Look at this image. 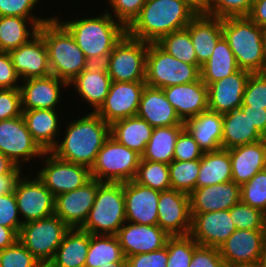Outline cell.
<instances>
[{
  "label": "cell",
  "mask_w": 266,
  "mask_h": 267,
  "mask_svg": "<svg viewBox=\"0 0 266 267\" xmlns=\"http://www.w3.org/2000/svg\"><path fill=\"white\" fill-rule=\"evenodd\" d=\"M85 114L66 124L65 135H61L63 140L59 138L51 152L62 160L91 169L99 150L110 137V125L96 112Z\"/></svg>",
  "instance_id": "6da1fadb"
},
{
  "label": "cell",
  "mask_w": 266,
  "mask_h": 267,
  "mask_svg": "<svg viewBox=\"0 0 266 267\" xmlns=\"http://www.w3.org/2000/svg\"><path fill=\"white\" fill-rule=\"evenodd\" d=\"M199 13L184 0H147L127 34L148 43L184 29Z\"/></svg>",
  "instance_id": "7a4b0ae2"
},
{
  "label": "cell",
  "mask_w": 266,
  "mask_h": 267,
  "mask_svg": "<svg viewBox=\"0 0 266 267\" xmlns=\"http://www.w3.org/2000/svg\"><path fill=\"white\" fill-rule=\"evenodd\" d=\"M105 12L97 17L76 18L60 21L74 37L77 45L90 64H104L115 45L127 33V29Z\"/></svg>",
  "instance_id": "3957f363"
},
{
  "label": "cell",
  "mask_w": 266,
  "mask_h": 267,
  "mask_svg": "<svg viewBox=\"0 0 266 267\" xmlns=\"http://www.w3.org/2000/svg\"><path fill=\"white\" fill-rule=\"evenodd\" d=\"M48 50L51 75L68 84L90 63L70 32L55 18L39 27Z\"/></svg>",
  "instance_id": "277c9868"
},
{
  "label": "cell",
  "mask_w": 266,
  "mask_h": 267,
  "mask_svg": "<svg viewBox=\"0 0 266 267\" xmlns=\"http://www.w3.org/2000/svg\"><path fill=\"white\" fill-rule=\"evenodd\" d=\"M266 30L248 16L222 19V34L240 69L264 73L263 39Z\"/></svg>",
  "instance_id": "5b68a950"
},
{
  "label": "cell",
  "mask_w": 266,
  "mask_h": 267,
  "mask_svg": "<svg viewBox=\"0 0 266 267\" xmlns=\"http://www.w3.org/2000/svg\"><path fill=\"white\" fill-rule=\"evenodd\" d=\"M125 222L124 183L102 182L80 229L94 235H116Z\"/></svg>",
  "instance_id": "8992f818"
},
{
  "label": "cell",
  "mask_w": 266,
  "mask_h": 267,
  "mask_svg": "<svg viewBox=\"0 0 266 267\" xmlns=\"http://www.w3.org/2000/svg\"><path fill=\"white\" fill-rule=\"evenodd\" d=\"M141 156L109 137L91 167V176L99 182L124 183L134 180Z\"/></svg>",
  "instance_id": "52a82bcc"
},
{
  "label": "cell",
  "mask_w": 266,
  "mask_h": 267,
  "mask_svg": "<svg viewBox=\"0 0 266 267\" xmlns=\"http://www.w3.org/2000/svg\"><path fill=\"white\" fill-rule=\"evenodd\" d=\"M200 70L169 55L157 43H148L145 83L150 87L166 88L195 82Z\"/></svg>",
  "instance_id": "ba28073f"
},
{
  "label": "cell",
  "mask_w": 266,
  "mask_h": 267,
  "mask_svg": "<svg viewBox=\"0 0 266 267\" xmlns=\"http://www.w3.org/2000/svg\"><path fill=\"white\" fill-rule=\"evenodd\" d=\"M148 42L127 33L115 45L104 65L112 81L145 82Z\"/></svg>",
  "instance_id": "9c48e42d"
},
{
  "label": "cell",
  "mask_w": 266,
  "mask_h": 267,
  "mask_svg": "<svg viewBox=\"0 0 266 267\" xmlns=\"http://www.w3.org/2000/svg\"><path fill=\"white\" fill-rule=\"evenodd\" d=\"M70 228L55 214L24 223L18 240L42 262H50Z\"/></svg>",
  "instance_id": "30bf717a"
},
{
  "label": "cell",
  "mask_w": 266,
  "mask_h": 267,
  "mask_svg": "<svg viewBox=\"0 0 266 267\" xmlns=\"http://www.w3.org/2000/svg\"><path fill=\"white\" fill-rule=\"evenodd\" d=\"M43 159L42 169L35 175L55 197L80 188L92 179L89 167L62 160L51 151H45Z\"/></svg>",
  "instance_id": "8fae6325"
},
{
  "label": "cell",
  "mask_w": 266,
  "mask_h": 267,
  "mask_svg": "<svg viewBox=\"0 0 266 267\" xmlns=\"http://www.w3.org/2000/svg\"><path fill=\"white\" fill-rule=\"evenodd\" d=\"M26 175H20L13 190L23 224L49 217L55 211V196L37 176L32 179Z\"/></svg>",
  "instance_id": "7c38bea8"
},
{
  "label": "cell",
  "mask_w": 266,
  "mask_h": 267,
  "mask_svg": "<svg viewBox=\"0 0 266 267\" xmlns=\"http://www.w3.org/2000/svg\"><path fill=\"white\" fill-rule=\"evenodd\" d=\"M0 152L22 168L21 163H30L33 157L42 158L45 151L33 139L21 115L0 121Z\"/></svg>",
  "instance_id": "4fadbf2b"
},
{
  "label": "cell",
  "mask_w": 266,
  "mask_h": 267,
  "mask_svg": "<svg viewBox=\"0 0 266 267\" xmlns=\"http://www.w3.org/2000/svg\"><path fill=\"white\" fill-rule=\"evenodd\" d=\"M265 244L263 230L236 229L218 249L225 267H258Z\"/></svg>",
  "instance_id": "5bb4252c"
},
{
  "label": "cell",
  "mask_w": 266,
  "mask_h": 267,
  "mask_svg": "<svg viewBox=\"0 0 266 267\" xmlns=\"http://www.w3.org/2000/svg\"><path fill=\"white\" fill-rule=\"evenodd\" d=\"M157 206V225L169 236L190 234L192 215L189 194L174 189L162 191Z\"/></svg>",
  "instance_id": "9a60e30c"
},
{
  "label": "cell",
  "mask_w": 266,
  "mask_h": 267,
  "mask_svg": "<svg viewBox=\"0 0 266 267\" xmlns=\"http://www.w3.org/2000/svg\"><path fill=\"white\" fill-rule=\"evenodd\" d=\"M145 82L112 81L104 102L96 113L109 125L137 114Z\"/></svg>",
  "instance_id": "2e32d148"
},
{
  "label": "cell",
  "mask_w": 266,
  "mask_h": 267,
  "mask_svg": "<svg viewBox=\"0 0 266 267\" xmlns=\"http://www.w3.org/2000/svg\"><path fill=\"white\" fill-rule=\"evenodd\" d=\"M101 183L92 178L80 188L57 195L54 214L69 228H80L88 217Z\"/></svg>",
  "instance_id": "e0dca14e"
},
{
  "label": "cell",
  "mask_w": 266,
  "mask_h": 267,
  "mask_svg": "<svg viewBox=\"0 0 266 267\" xmlns=\"http://www.w3.org/2000/svg\"><path fill=\"white\" fill-rule=\"evenodd\" d=\"M124 257L150 253L166 246L170 237L159 225L125 222L115 235Z\"/></svg>",
  "instance_id": "ac0fdd59"
},
{
  "label": "cell",
  "mask_w": 266,
  "mask_h": 267,
  "mask_svg": "<svg viewBox=\"0 0 266 267\" xmlns=\"http://www.w3.org/2000/svg\"><path fill=\"white\" fill-rule=\"evenodd\" d=\"M23 82V83H22ZM19 91L22 110H57L61 100V89H69L68 83L54 75L29 78L21 81Z\"/></svg>",
  "instance_id": "d6986e66"
},
{
  "label": "cell",
  "mask_w": 266,
  "mask_h": 267,
  "mask_svg": "<svg viewBox=\"0 0 266 267\" xmlns=\"http://www.w3.org/2000/svg\"><path fill=\"white\" fill-rule=\"evenodd\" d=\"M190 236L200 245L219 248L236 230L229 210L191 214Z\"/></svg>",
  "instance_id": "ffe728a7"
},
{
  "label": "cell",
  "mask_w": 266,
  "mask_h": 267,
  "mask_svg": "<svg viewBox=\"0 0 266 267\" xmlns=\"http://www.w3.org/2000/svg\"><path fill=\"white\" fill-rule=\"evenodd\" d=\"M160 191L134 180L124 182L125 216L127 222L157 225Z\"/></svg>",
  "instance_id": "44dd1931"
},
{
  "label": "cell",
  "mask_w": 266,
  "mask_h": 267,
  "mask_svg": "<svg viewBox=\"0 0 266 267\" xmlns=\"http://www.w3.org/2000/svg\"><path fill=\"white\" fill-rule=\"evenodd\" d=\"M8 53L21 81L51 75L47 46L39 33L28 43Z\"/></svg>",
  "instance_id": "7402d4cb"
},
{
  "label": "cell",
  "mask_w": 266,
  "mask_h": 267,
  "mask_svg": "<svg viewBox=\"0 0 266 267\" xmlns=\"http://www.w3.org/2000/svg\"><path fill=\"white\" fill-rule=\"evenodd\" d=\"M251 72H237L208 85V109L220 114L240 108L247 80Z\"/></svg>",
  "instance_id": "603a6c76"
},
{
  "label": "cell",
  "mask_w": 266,
  "mask_h": 267,
  "mask_svg": "<svg viewBox=\"0 0 266 267\" xmlns=\"http://www.w3.org/2000/svg\"><path fill=\"white\" fill-rule=\"evenodd\" d=\"M162 89L183 122L208 110V86L201 78Z\"/></svg>",
  "instance_id": "cb8c5ba5"
},
{
  "label": "cell",
  "mask_w": 266,
  "mask_h": 267,
  "mask_svg": "<svg viewBox=\"0 0 266 267\" xmlns=\"http://www.w3.org/2000/svg\"><path fill=\"white\" fill-rule=\"evenodd\" d=\"M189 196L191 214L229 210L240 202V186L229 181L196 188Z\"/></svg>",
  "instance_id": "d4e9b609"
},
{
  "label": "cell",
  "mask_w": 266,
  "mask_h": 267,
  "mask_svg": "<svg viewBox=\"0 0 266 267\" xmlns=\"http://www.w3.org/2000/svg\"><path fill=\"white\" fill-rule=\"evenodd\" d=\"M111 83L112 80L104 64H90L69 82L68 87L74 88L80 95L79 98H83L82 101L93 107L92 112H96L109 93Z\"/></svg>",
  "instance_id": "484cf974"
},
{
  "label": "cell",
  "mask_w": 266,
  "mask_h": 267,
  "mask_svg": "<svg viewBox=\"0 0 266 267\" xmlns=\"http://www.w3.org/2000/svg\"><path fill=\"white\" fill-rule=\"evenodd\" d=\"M136 116L146 120L153 128L184 125L174 107L166 99L163 89L148 85L142 91Z\"/></svg>",
  "instance_id": "4316f807"
},
{
  "label": "cell",
  "mask_w": 266,
  "mask_h": 267,
  "mask_svg": "<svg viewBox=\"0 0 266 267\" xmlns=\"http://www.w3.org/2000/svg\"><path fill=\"white\" fill-rule=\"evenodd\" d=\"M232 167V181L241 186L257 172L266 168V138L252 144L228 149Z\"/></svg>",
  "instance_id": "83f0119b"
},
{
  "label": "cell",
  "mask_w": 266,
  "mask_h": 267,
  "mask_svg": "<svg viewBox=\"0 0 266 267\" xmlns=\"http://www.w3.org/2000/svg\"><path fill=\"white\" fill-rule=\"evenodd\" d=\"M189 31L197 61L204 65L213 53V50L222 34V19L199 13L186 27Z\"/></svg>",
  "instance_id": "f1b7e54d"
},
{
  "label": "cell",
  "mask_w": 266,
  "mask_h": 267,
  "mask_svg": "<svg viewBox=\"0 0 266 267\" xmlns=\"http://www.w3.org/2000/svg\"><path fill=\"white\" fill-rule=\"evenodd\" d=\"M22 116L33 139L44 151H51L58 143L59 133H62L58 110H22Z\"/></svg>",
  "instance_id": "f546056e"
},
{
  "label": "cell",
  "mask_w": 266,
  "mask_h": 267,
  "mask_svg": "<svg viewBox=\"0 0 266 267\" xmlns=\"http://www.w3.org/2000/svg\"><path fill=\"white\" fill-rule=\"evenodd\" d=\"M265 137L252 124L241 108L223 114L222 149H231L245 144H252Z\"/></svg>",
  "instance_id": "4dcf8cb0"
},
{
  "label": "cell",
  "mask_w": 266,
  "mask_h": 267,
  "mask_svg": "<svg viewBox=\"0 0 266 267\" xmlns=\"http://www.w3.org/2000/svg\"><path fill=\"white\" fill-rule=\"evenodd\" d=\"M223 114L206 110L184 122L185 128L204 152L222 149Z\"/></svg>",
  "instance_id": "1f68e13d"
},
{
  "label": "cell",
  "mask_w": 266,
  "mask_h": 267,
  "mask_svg": "<svg viewBox=\"0 0 266 267\" xmlns=\"http://www.w3.org/2000/svg\"><path fill=\"white\" fill-rule=\"evenodd\" d=\"M89 245V232L70 228L50 262L53 267H85Z\"/></svg>",
  "instance_id": "d6a6232c"
},
{
  "label": "cell",
  "mask_w": 266,
  "mask_h": 267,
  "mask_svg": "<svg viewBox=\"0 0 266 267\" xmlns=\"http://www.w3.org/2000/svg\"><path fill=\"white\" fill-rule=\"evenodd\" d=\"M152 131L153 127L137 116L121 119L110 125V136L140 156L145 152Z\"/></svg>",
  "instance_id": "836d02e7"
},
{
  "label": "cell",
  "mask_w": 266,
  "mask_h": 267,
  "mask_svg": "<svg viewBox=\"0 0 266 267\" xmlns=\"http://www.w3.org/2000/svg\"><path fill=\"white\" fill-rule=\"evenodd\" d=\"M232 181L230 154L227 149L204 152L196 188Z\"/></svg>",
  "instance_id": "e575fe53"
},
{
  "label": "cell",
  "mask_w": 266,
  "mask_h": 267,
  "mask_svg": "<svg viewBox=\"0 0 266 267\" xmlns=\"http://www.w3.org/2000/svg\"><path fill=\"white\" fill-rule=\"evenodd\" d=\"M239 69L235 55L227 40L222 36L208 61L201 66L200 78L208 86L210 83L228 77Z\"/></svg>",
  "instance_id": "d590c367"
},
{
  "label": "cell",
  "mask_w": 266,
  "mask_h": 267,
  "mask_svg": "<svg viewBox=\"0 0 266 267\" xmlns=\"http://www.w3.org/2000/svg\"><path fill=\"white\" fill-rule=\"evenodd\" d=\"M38 32L39 26L32 19L0 16V51L9 52L28 43Z\"/></svg>",
  "instance_id": "8d00e7d4"
},
{
  "label": "cell",
  "mask_w": 266,
  "mask_h": 267,
  "mask_svg": "<svg viewBox=\"0 0 266 267\" xmlns=\"http://www.w3.org/2000/svg\"><path fill=\"white\" fill-rule=\"evenodd\" d=\"M184 128V125L154 127L141 159L169 164L173 161L176 140Z\"/></svg>",
  "instance_id": "74e56055"
},
{
  "label": "cell",
  "mask_w": 266,
  "mask_h": 267,
  "mask_svg": "<svg viewBox=\"0 0 266 267\" xmlns=\"http://www.w3.org/2000/svg\"><path fill=\"white\" fill-rule=\"evenodd\" d=\"M123 258L121 245L115 235L90 234L85 267H111Z\"/></svg>",
  "instance_id": "f35d334b"
},
{
  "label": "cell",
  "mask_w": 266,
  "mask_h": 267,
  "mask_svg": "<svg viewBox=\"0 0 266 267\" xmlns=\"http://www.w3.org/2000/svg\"><path fill=\"white\" fill-rule=\"evenodd\" d=\"M157 44L174 58L201 69L187 28L163 36Z\"/></svg>",
  "instance_id": "ab89813d"
},
{
  "label": "cell",
  "mask_w": 266,
  "mask_h": 267,
  "mask_svg": "<svg viewBox=\"0 0 266 267\" xmlns=\"http://www.w3.org/2000/svg\"><path fill=\"white\" fill-rule=\"evenodd\" d=\"M134 181L157 191L170 190L168 164L140 159Z\"/></svg>",
  "instance_id": "60d3db41"
},
{
  "label": "cell",
  "mask_w": 266,
  "mask_h": 267,
  "mask_svg": "<svg viewBox=\"0 0 266 267\" xmlns=\"http://www.w3.org/2000/svg\"><path fill=\"white\" fill-rule=\"evenodd\" d=\"M171 188L187 194L196 189L200 171V159L191 161L173 160L168 164Z\"/></svg>",
  "instance_id": "b9f144b4"
},
{
  "label": "cell",
  "mask_w": 266,
  "mask_h": 267,
  "mask_svg": "<svg viewBox=\"0 0 266 267\" xmlns=\"http://www.w3.org/2000/svg\"><path fill=\"white\" fill-rule=\"evenodd\" d=\"M199 244L190 236H170L166 242L168 261L166 267H189L194 250Z\"/></svg>",
  "instance_id": "7bdbcfd3"
},
{
  "label": "cell",
  "mask_w": 266,
  "mask_h": 267,
  "mask_svg": "<svg viewBox=\"0 0 266 267\" xmlns=\"http://www.w3.org/2000/svg\"><path fill=\"white\" fill-rule=\"evenodd\" d=\"M240 201L263 213L266 211V168L240 186Z\"/></svg>",
  "instance_id": "ee69618b"
},
{
  "label": "cell",
  "mask_w": 266,
  "mask_h": 267,
  "mask_svg": "<svg viewBox=\"0 0 266 267\" xmlns=\"http://www.w3.org/2000/svg\"><path fill=\"white\" fill-rule=\"evenodd\" d=\"M230 217L236 229L263 230L264 213L241 201L230 208Z\"/></svg>",
  "instance_id": "f6af8a7d"
},
{
  "label": "cell",
  "mask_w": 266,
  "mask_h": 267,
  "mask_svg": "<svg viewBox=\"0 0 266 267\" xmlns=\"http://www.w3.org/2000/svg\"><path fill=\"white\" fill-rule=\"evenodd\" d=\"M254 0H211L210 6L205 14L218 17H240L248 16Z\"/></svg>",
  "instance_id": "bcb514c9"
},
{
  "label": "cell",
  "mask_w": 266,
  "mask_h": 267,
  "mask_svg": "<svg viewBox=\"0 0 266 267\" xmlns=\"http://www.w3.org/2000/svg\"><path fill=\"white\" fill-rule=\"evenodd\" d=\"M40 0H0V16H15L32 19L39 27L52 17H36L32 14Z\"/></svg>",
  "instance_id": "7dc6e473"
},
{
  "label": "cell",
  "mask_w": 266,
  "mask_h": 267,
  "mask_svg": "<svg viewBox=\"0 0 266 267\" xmlns=\"http://www.w3.org/2000/svg\"><path fill=\"white\" fill-rule=\"evenodd\" d=\"M38 263L19 240L0 251V267H35Z\"/></svg>",
  "instance_id": "c3c4849f"
},
{
  "label": "cell",
  "mask_w": 266,
  "mask_h": 267,
  "mask_svg": "<svg viewBox=\"0 0 266 267\" xmlns=\"http://www.w3.org/2000/svg\"><path fill=\"white\" fill-rule=\"evenodd\" d=\"M112 11L108 13L126 29L138 17L147 0H107ZM110 11V12H109ZM112 12V13H111Z\"/></svg>",
  "instance_id": "681fc988"
},
{
  "label": "cell",
  "mask_w": 266,
  "mask_h": 267,
  "mask_svg": "<svg viewBox=\"0 0 266 267\" xmlns=\"http://www.w3.org/2000/svg\"><path fill=\"white\" fill-rule=\"evenodd\" d=\"M241 106L266 109V73H251L244 90Z\"/></svg>",
  "instance_id": "f907efd6"
},
{
  "label": "cell",
  "mask_w": 266,
  "mask_h": 267,
  "mask_svg": "<svg viewBox=\"0 0 266 267\" xmlns=\"http://www.w3.org/2000/svg\"><path fill=\"white\" fill-rule=\"evenodd\" d=\"M204 151L199 147L189 131L184 128L175 143L173 160L191 161L202 158Z\"/></svg>",
  "instance_id": "816d5d0a"
},
{
  "label": "cell",
  "mask_w": 266,
  "mask_h": 267,
  "mask_svg": "<svg viewBox=\"0 0 266 267\" xmlns=\"http://www.w3.org/2000/svg\"><path fill=\"white\" fill-rule=\"evenodd\" d=\"M14 192L0 196V225L12 228L18 235L23 225Z\"/></svg>",
  "instance_id": "f5cc1de1"
},
{
  "label": "cell",
  "mask_w": 266,
  "mask_h": 267,
  "mask_svg": "<svg viewBox=\"0 0 266 267\" xmlns=\"http://www.w3.org/2000/svg\"><path fill=\"white\" fill-rule=\"evenodd\" d=\"M22 115L19 89H0V121Z\"/></svg>",
  "instance_id": "db71d44e"
},
{
  "label": "cell",
  "mask_w": 266,
  "mask_h": 267,
  "mask_svg": "<svg viewBox=\"0 0 266 267\" xmlns=\"http://www.w3.org/2000/svg\"><path fill=\"white\" fill-rule=\"evenodd\" d=\"M127 267H166L168 261L167 247L150 253H141L125 257Z\"/></svg>",
  "instance_id": "11a10c76"
},
{
  "label": "cell",
  "mask_w": 266,
  "mask_h": 267,
  "mask_svg": "<svg viewBox=\"0 0 266 267\" xmlns=\"http://www.w3.org/2000/svg\"><path fill=\"white\" fill-rule=\"evenodd\" d=\"M189 267H225V264L218 248L199 245Z\"/></svg>",
  "instance_id": "9f6ffc18"
},
{
  "label": "cell",
  "mask_w": 266,
  "mask_h": 267,
  "mask_svg": "<svg viewBox=\"0 0 266 267\" xmlns=\"http://www.w3.org/2000/svg\"><path fill=\"white\" fill-rule=\"evenodd\" d=\"M20 81L9 53L0 51V89H19Z\"/></svg>",
  "instance_id": "6f0895ef"
},
{
  "label": "cell",
  "mask_w": 266,
  "mask_h": 267,
  "mask_svg": "<svg viewBox=\"0 0 266 267\" xmlns=\"http://www.w3.org/2000/svg\"><path fill=\"white\" fill-rule=\"evenodd\" d=\"M249 120L266 138V109L263 107L240 106Z\"/></svg>",
  "instance_id": "680465c9"
},
{
  "label": "cell",
  "mask_w": 266,
  "mask_h": 267,
  "mask_svg": "<svg viewBox=\"0 0 266 267\" xmlns=\"http://www.w3.org/2000/svg\"><path fill=\"white\" fill-rule=\"evenodd\" d=\"M248 17L266 30V0H254Z\"/></svg>",
  "instance_id": "91938a15"
},
{
  "label": "cell",
  "mask_w": 266,
  "mask_h": 267,
  "mask_svg": "<svg viewBox=\"0 0 266 267\" xmlns=\"http://www.w3.org/2000/svg\"><path fill=\"white\" fill-rule=\"evenodd\" d=\"M18 240V234L12 229L0 225V251L13 245Z\"/></svg>",
  "instance_id": "94428289"
},
{
  "label": "cell",
  "mask_w": 266,
  "mask_h": 267,
  "mask_svg": "<svg viewBox=\"0 0 266 267\" xmlns=\"http://www.w3.org/2000/svg\"><path fill=\"white\" fill-rule=\"evenodd\" d=\"M23 168H19L7 156L0 152V175L22 174Z\"/></svg>",
  "instance_id": "6125c7cd"
},
{
  "label": "cell",
  "mask_w": 266,
  "mask_h": 267,
  "mask_svg": "<svg viewBox=\"0 0 266 267\" xmlns=\"http://www.w3.org/2000/svg\"><path fill=\"white\" fill-rule=\"evenodd\" d=\"M21 174L0 175V196L13 192L15 183Z\"/></svg>",
  "instance_id": "be15d7a7"
},
{
  "label": "cell",
  "mask_w": 266,
  "mask_h": 267,
  "mask_svg": "<svg viewBox=\"0 0 266 267\" xmlns=\"http://www.w3.org/2000/svg\"><path fill=\"white\" fill-rule=\"evenodd\" d=\"M198 13H206L210 6L211 0H184Z\"/></svg>",
  "instance_id": "e7e4bbea"
},
{
  "label": "cell",
  "mask_w": 266,
  "mask_h": 267,
  "mask_svg": "<svg viewBox=\"0 0 266 267\" xmlns=\"http://www.w3.org/2000/svg\"><path fill=\"white\" fill-rule=\"evenodd\" d=\"M263 53H264V73H266V32L263 39Z\"/></svg>",
  "instance_id": "03108f58"
},
{
  "label": "cell",
  "mask_w": 266,
  "mask_h": 267,
  "mask_svg": "<svg viewBox=\"0 0 266 267\" xmlns=\"http://www.w3.org/2000/svg\"><path fill=\"white\" fill-rule=\"evenodd\" d=\"M258 267H266V244Z\"/></svg>",
  "instance_id": "003e7915"
},
{
  "label": "cell",
  "mask_w": 266,
  "mask_h": 267,
  "mask_svg": "<svg viewBox=\"0 0 266 267\" xmlns=\"http://www.w3.org/2000/svg\"><path fill=\"white\" fill-rule=\"evenodd\" d=\"M103 267H109V266H103ZM111 267H127L126 258L124 257L121 261L116 262L114 266H111Z\"/></svg>",
  "instance_id": "a7ac6f4b"
},
{
  "label": "cell",
  "mask_w": 266,
  "mask_h": 267,
  "mask_svg": "<svg viewBox=\"0 0 266 267\" xmlns=\"http://www.w3.org/2000/svg\"><path fill=\"white\" fill-rule=\"evenodd\" d=\"M35 267H53V265L51 262L39 261V263Z\"/></svg>",
  "instance_id": "89a4df30"
},
{
  "label": "cell",
  "mask_w": 266,
  "mask_h": 267,
  "mask_svg": "<svg viewBox=\"0 0 266 267\" xmlns=\"http://www.w3.org/2000/svg\"><path fill=\"white\" fill-rule=\"evenodd\" d=\"M263 231H264L265 240H266V211L264 212V218H263Z\"/></svg>",
  "instance_id": "2644e50d"
}]
</instances>
